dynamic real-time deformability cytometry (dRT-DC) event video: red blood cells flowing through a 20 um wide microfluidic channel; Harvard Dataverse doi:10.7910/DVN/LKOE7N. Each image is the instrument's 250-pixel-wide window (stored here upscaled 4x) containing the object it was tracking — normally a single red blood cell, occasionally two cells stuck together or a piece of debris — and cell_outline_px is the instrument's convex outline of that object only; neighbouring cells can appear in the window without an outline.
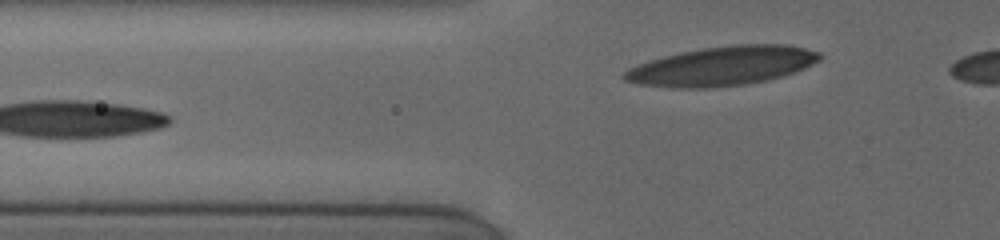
{"species": "human", "species_latin": "Homo sapiens", "temperature_condition": "cold", "stored_images_in_passage": 3, "camera_frame_rate_fps": 3000, "um_per_image_px": 0.085, "donor": {"sex": "female"}, "frame": {"image": 1, "passage_image": 3, "time_ms": 1.667, "image_size_px": [1000, 240], "cell_outline_px": [[824, 56], [820, 60], [804, 68], [784, 76], [768, 80], [744, 84], [712, 88], [672, 88], [636, 84], [624, 80], [620, 76], [628, 68], [636, 64], [648, 60], [680, 52], [700, 48], [736, 44], [784, 44], [804, 48], [820, 52]], "centroid_in_image_um": [61.35, 5.61], "position_along_channel_um": 64.5, "area_um2": 45.03}}